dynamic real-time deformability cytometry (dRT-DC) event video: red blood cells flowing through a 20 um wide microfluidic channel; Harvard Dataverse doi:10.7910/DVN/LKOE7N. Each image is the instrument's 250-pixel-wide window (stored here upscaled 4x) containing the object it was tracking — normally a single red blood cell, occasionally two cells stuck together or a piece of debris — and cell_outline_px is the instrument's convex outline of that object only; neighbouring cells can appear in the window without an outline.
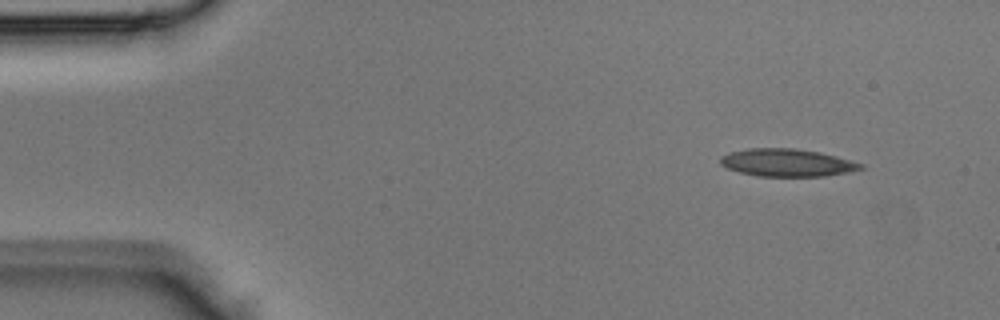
{"species": "Egyptian fruit bat (a non-hibernating species)", "species_latin": "Rousettus aegyptiacus", "temperature_condition": "room temperature", "stored_images_in_passage": 3, "camera_frame_rate_fps": 3000, "um_per_image_px": 0.085, "animal": {"sex": "male"}, "frame": {"image": 1, "passage_image": 1, "time_ms": 0.0, "image_size_px": [1000, 320], "cell_outline_px": [[864, 168], [848, 172], [824, 176], [756, 176], [740, 172], [728, 168], [720, 164], [720, 156], [728, 152], [748, 148], [796, 148], [820, 152], [836, 156], [864, 164]], "centroid_in_image_um": [66.88, 13.82], "position_along_channel_um": 18.1, "area_um2": 22.66}}
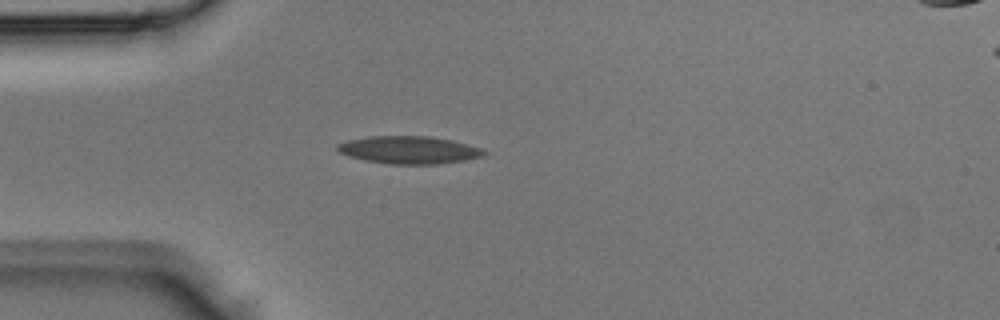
{"frame": {"image": 2, "passage_image": 3, "time_ms": 0.667, "image_size_px": [1000, 320], "cell_outline_px": [[488, 152], [484, 156], [464, 160], [436, 164], [388, 164], [364, 160], [348, 156], [340, 152], [336, 148], [336, 144], [348, 140], [368, 136], [428, 136], [452, 140], [468, 144], [480, 148]], "centroid_in_image_um": [34.75, 12.74], "position_along_channel_um": 50.2, "area_um2": 23.64}}